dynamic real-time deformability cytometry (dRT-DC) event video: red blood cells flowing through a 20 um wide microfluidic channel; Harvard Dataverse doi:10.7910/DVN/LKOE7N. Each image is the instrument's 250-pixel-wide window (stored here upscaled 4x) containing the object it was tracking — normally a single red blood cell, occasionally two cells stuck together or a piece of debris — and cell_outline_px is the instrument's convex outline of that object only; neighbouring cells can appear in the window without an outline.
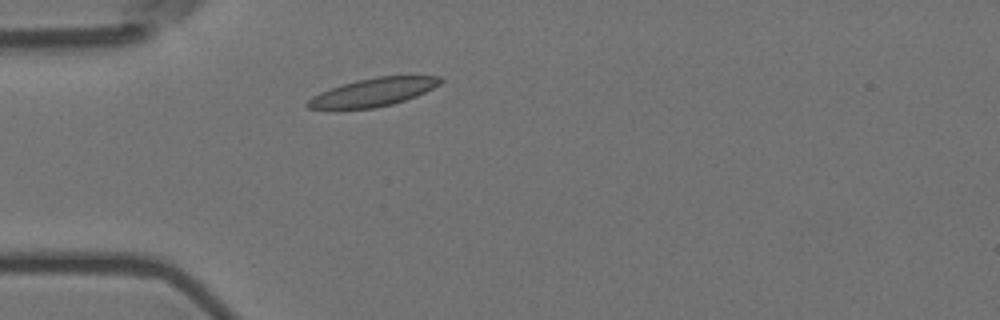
{"species": "Egyptian fruit bat (a non-hibernating species)", "species_latin": "Rousettus aegyptiacus", "temperature_condition": "room temperature", "stored_images_in_passage": 2, "camera_frame_rate_fps": 3000, "um_per_image_px": 0.085, "animal": {"sex": "female"}, "frame": {"image": 1, "passage_image": 2, "time_ms": 0.333, "image_size_px": [1000, 320], "cell_outline_px": [[444, 80], [440, 84], [416, 96], [392, 104], [372, 108], [336, 112], [308, 108], [304, 104], [312, 96], [320, 92], [356, 80], [376, 76], [440, 76]], "centroid_in_image_um": [31.62, 7.88], "position_along_channel_um": 53.4, "area_um2": 22.31}}